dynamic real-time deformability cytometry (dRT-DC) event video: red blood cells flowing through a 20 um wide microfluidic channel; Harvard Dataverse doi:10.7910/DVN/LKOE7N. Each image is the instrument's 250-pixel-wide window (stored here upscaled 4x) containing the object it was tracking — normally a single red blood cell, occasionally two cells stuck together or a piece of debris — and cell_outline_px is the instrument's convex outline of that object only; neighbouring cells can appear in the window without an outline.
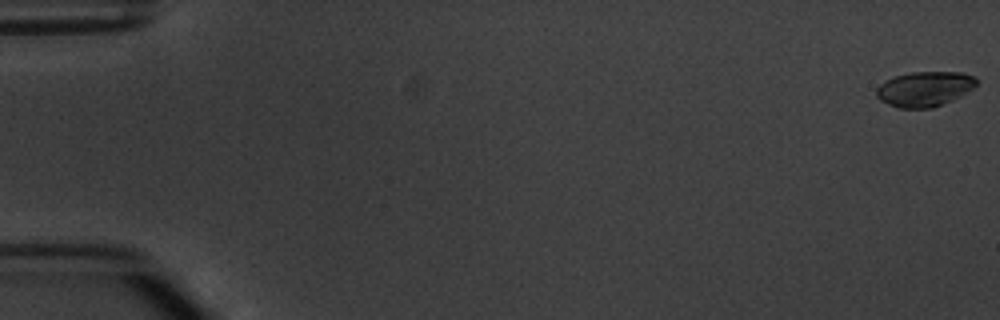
{"species": "common noctule bat (a hibernating species)", "species_latin": "Nyctalus noctula", "temperature_condition": "warm", "stored_images_in_passage": 6, "camera_frame_rate_fps": 3000, "um_per_image_px": 0.085, "animal": {"sex": "male", "body_mass_g": 20.1, "forearm_length_mm": 53.5}, "frame": {"image": 1, "passage_image": 1, "time_ms": 0.0, "image_size_px": [1000, 320], "cell_outline_px": [[976, 84], [972, 88], [952, 100], [932, 108], [896, 108], [880, 100], [876, 96], [876, 88], [884, 80], [892, 76], [912, 72], [964, 72], [976, 76]], "centroid_in_image_um": [78.55, 7.55], "position_along_channel_um": 6.5, "area_um2": 20.52}}